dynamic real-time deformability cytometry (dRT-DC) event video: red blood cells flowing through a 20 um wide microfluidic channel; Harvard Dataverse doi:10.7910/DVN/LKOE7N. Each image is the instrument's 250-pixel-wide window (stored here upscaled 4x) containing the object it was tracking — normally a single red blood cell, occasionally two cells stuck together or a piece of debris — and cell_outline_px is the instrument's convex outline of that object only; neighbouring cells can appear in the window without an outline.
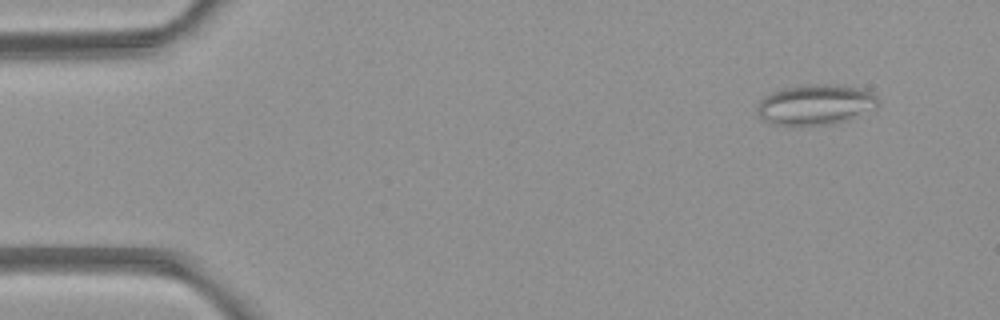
{"species": "common noctule bat (a hibernating species)", "species_latin": "Nyctalus noctula", "temperature_condition": "room temperature", "stored_images_in_passage": 5, "camera_frame_rate_fps": 3000, "um_per_image_px": 0.085, "animal": {"sex": "female", "body_mass_g": 21.9}, "frame": {"image": 1, "passage_image": 2, "time_ms": 1.0, "image_size_px": [1000, 320], "cell_outline_px": [[880, 104], [876, 108], [844, 120], [832, 124], [772, 124], [764, 120], [756, 112], [756, 108], [760, 100], [764, 96], [772, 92], [784, 88], [808, 84], [832, 84], [860, 88], [876, 96], [880, 100]], "centroid_in_image_um": [69.3, 8.87], "position_along_channel_um": 15.7, "area_um2": 28.09}}